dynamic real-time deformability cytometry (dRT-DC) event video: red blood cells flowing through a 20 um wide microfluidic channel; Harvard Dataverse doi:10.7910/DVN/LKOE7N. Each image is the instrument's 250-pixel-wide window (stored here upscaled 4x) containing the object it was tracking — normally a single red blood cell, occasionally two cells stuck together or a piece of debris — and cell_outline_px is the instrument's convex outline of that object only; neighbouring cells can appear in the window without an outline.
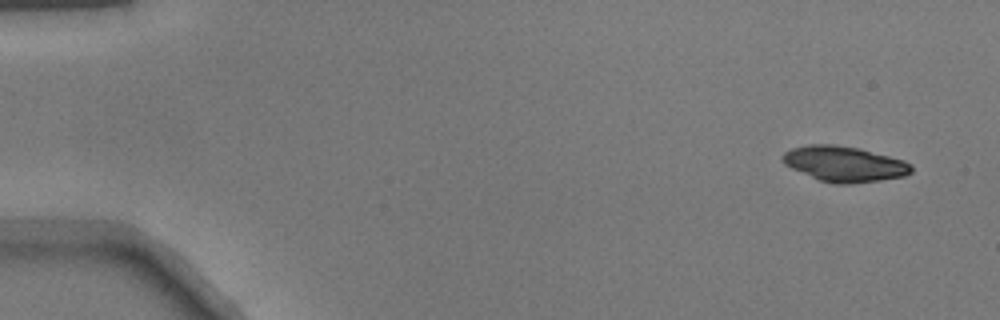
{"species": "common noctule bat (a hibernating species)", "species_latin": "Nyctalus noctula", "temperature_condition": "warm", "stored_images_in_passage": 16, "camera_frame_rate_fps": 3000, "um_per_image_px": 0.085, "animal": {"sex": "male", "body_mass_g": 17.9}, "frame": {"image": 1, "passage_image": 2, "time_ms": 0.333, "image_size_px": [1000, 320], "cell_outline_px": [[912, 172], [904, 176], [880, 180], [852, 184], [836, 184], [820, 180], [792, 168], [784, 164], [780, 160], [780, 156], [784, 152], [792, 148], [808, 144], [832, 144], [860, 148], [904, 160], [912, 164]], "centroid_in_image_um": [71.76, 13.92], "position_along_channel_um": 13.2, "area_um2": 26.7}}
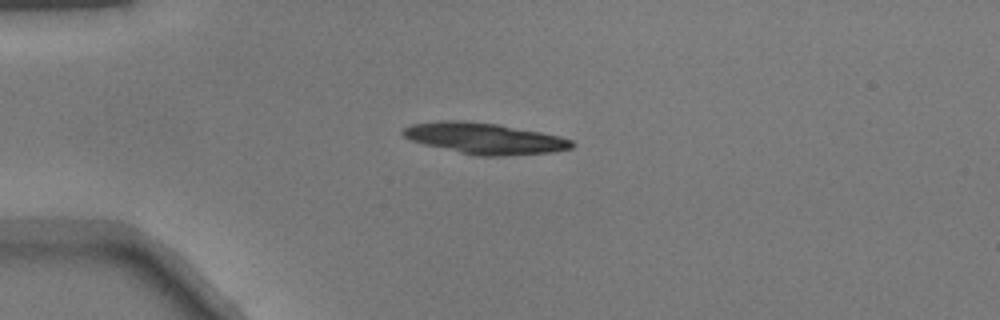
{"frame": {"image": 2, "passage_image": 12, "time_ms": 3.667, "image_size_px": [1000, 320], "cell_outline_px": [[576, 144], [572, 148], [552, 152], [504, 156], [476, 156], [424, 144], [412, 140], [404, 136], [400, 132], [404, 128], [412, 124], [436, 120], [464, 120], [500, 124], [560, 136], [572, 140]], "centroid_in_image_um": [41.19, 11.75], "position_along_channel_um": 43.8, "area_um2": 30.75}}